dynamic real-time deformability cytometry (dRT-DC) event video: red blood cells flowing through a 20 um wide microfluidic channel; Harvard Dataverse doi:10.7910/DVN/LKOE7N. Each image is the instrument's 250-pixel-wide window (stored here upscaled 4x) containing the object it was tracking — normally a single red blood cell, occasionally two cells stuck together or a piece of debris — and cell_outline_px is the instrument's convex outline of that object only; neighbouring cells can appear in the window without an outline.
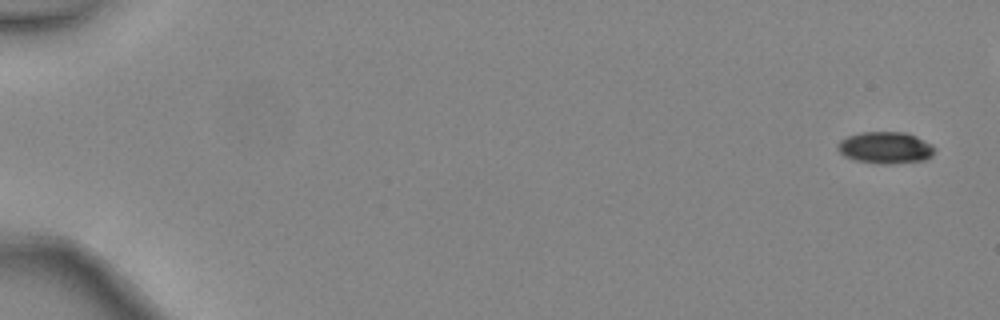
{"species": "common noctule bat (a hibernating species)", "species_latin": "Nyctalus noctula", "temperature_condition": "warm", "stored_images_in_passage": 44, "camera_frame_rate_fps": 3000, "um_per_image_px": 0.085, "animal": {"sex": "female", "body_mass_g": 24.6, "forearm_length_mm": 56.2}, "frame": {"image": 1, "passage_image": 1, "time_ms": 0.0, "image_size_px": [1000, 320], "cell_outline_px": [[936, 148], [932, 156], [924, 160], [892, 164], [876, 164], [852, 160], [844, 156], [836, 148], [836, 144], [840, 140], [848, 136], [860, 132], [904, 132], [916, 136], [932, 144]], "centroid_in_image_um": [75.24, 12.56], "position_along_channel_um": 9.8, "area_um2": 18.26}}
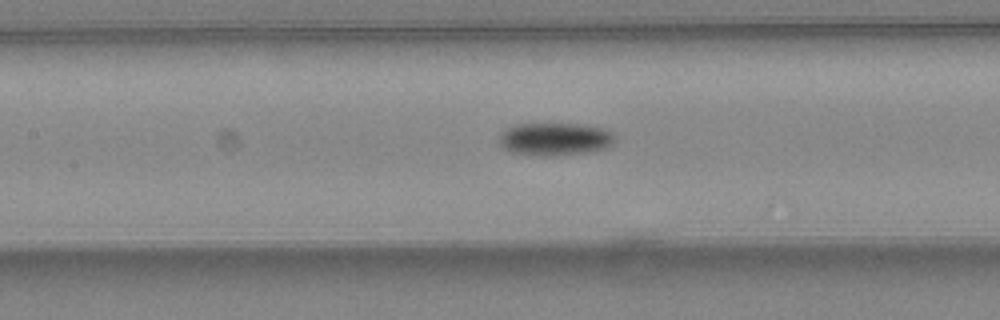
{"frame": {"image": 2, "passage_image": 23, "time_ms": 7.333, "image_size_px": [1000, 320], "cell_outline_px": [[616, 136], [612, 144], [604, 148], [588, 152], [560, 156], [544, 156], [512, 152], [504, 148], [496, 140], [500, 132], [516, 124], [584, 124], [604, 128], [612, 132]], "centroid_in_image_um": [47.16, 11.82], "position_along_channel_um": 160.2, "area_um2": 22.37}}
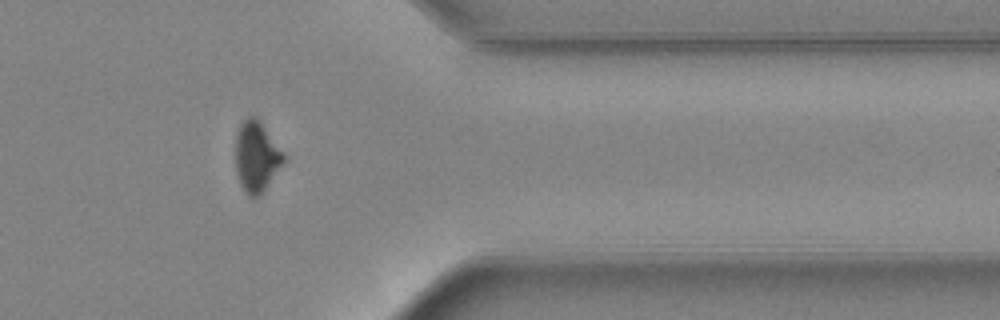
{"frame": {"image": 3, "passage_image": 39, "time_ms": 12.667, "image_size_px": [1000, 320], "cell_outline_px": [[284, 164], [264, 192], [260, 196], [248, 196], [244, 192], [240, 184], [236, 172], [236, 132], [240, 124], [248, 116], [256, 116], [284, 152]], "centroid_in_image_um": [21.81, 13.34], "position_along_channel_um": 389.6, "area_um2": 20.06}}